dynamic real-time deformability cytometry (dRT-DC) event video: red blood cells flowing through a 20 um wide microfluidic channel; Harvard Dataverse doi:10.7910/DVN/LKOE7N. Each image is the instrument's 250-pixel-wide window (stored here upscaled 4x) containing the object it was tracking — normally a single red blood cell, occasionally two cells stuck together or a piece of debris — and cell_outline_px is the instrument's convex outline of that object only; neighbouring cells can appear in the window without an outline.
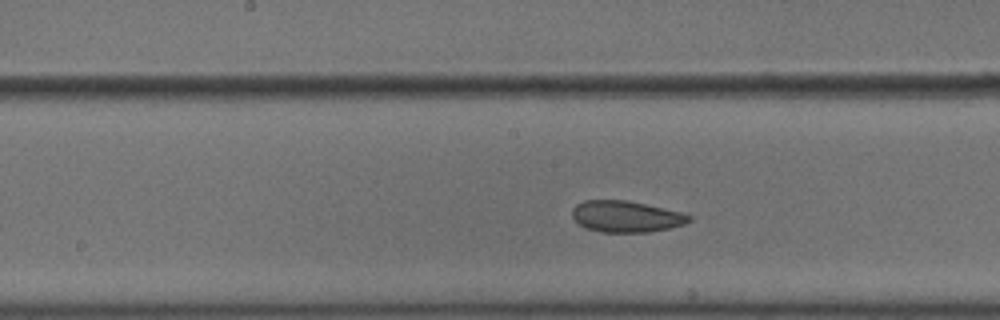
{"species": "common noctule bat (a hibernating species)", "species_latin": "Nyctalus noctula", "temperature_condition": "cold", "stored_images_in_passage": 18, "camera_frame_rate_fps": 3000, "um_per_image_px": 0.085, "animal": {"sex": "male", "body_mass_g": 18.8}, "frame": {"image": 1, "passage_image": 8, "time_ms": 2.333, "image_size_px": [1000, 320], "cell_outline_px": [[692, 220], [684, 224], [668, 228], [648, 232], [600, 232], [584, 228], [572, 216], [572, 208], [576, 204], [584, 200], [628, 200], [680, 212], [692, 216]], "centroid_in_image_um": [53.19, 18.4], "position_along_channel_um": 195.0, "area_um2": 21.33}}
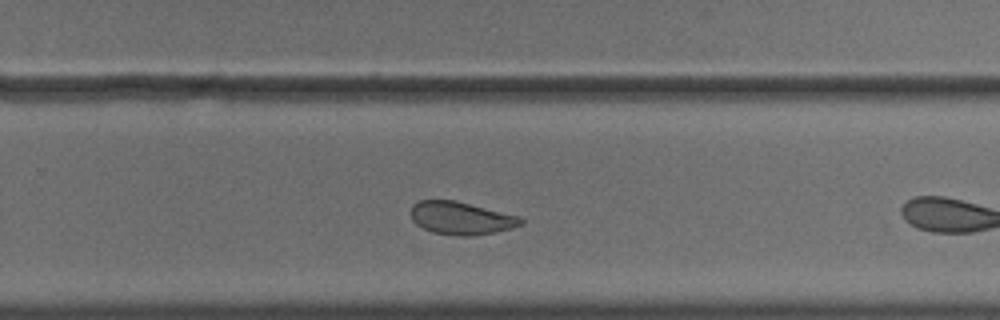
{"frame": {"image": 2, "passage_image": 16, "time_ms": 5.0, "image_size_px": [1000, 320], "cell_outline_px": [[524, 224], [512, 228], [472, 236], [464, 236], [432, 232], [416, 224], [412, 220], [412, 204], [420, 200], [456, 200], [520, 216], [524, 220]], "centroid_in_image_um": [39.22, 18.53], "position_along_channel_um": 290.6, "area_um2": 20.98}}